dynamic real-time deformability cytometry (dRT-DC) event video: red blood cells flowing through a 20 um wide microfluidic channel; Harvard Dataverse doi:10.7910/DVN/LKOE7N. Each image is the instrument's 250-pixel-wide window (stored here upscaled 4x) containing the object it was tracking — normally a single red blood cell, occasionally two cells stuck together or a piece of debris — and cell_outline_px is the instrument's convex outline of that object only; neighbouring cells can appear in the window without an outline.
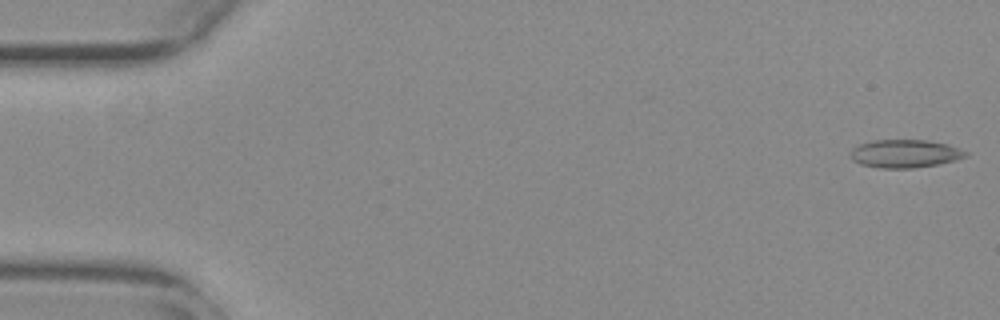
{"species": "common noctule bat (a hibernating species)", "species_latin": "Nyctalus noctula", "temperature_condition": "warm", "stored_images_in_passage": 55, "camera_frame_rate_fps": 3000, "um_per_image_px": 0.085, "animal": {"sex": "female", "body_mass_g": 29.2, "forearm_length_mm": 56.3}, "frame": {"image": 1, "passage_image": 1, "time_ms": 0.0, "image_size_px": [1000, 320], "cell_outline_px": [[968, 156], [936, 164], [912, 168], [880, 168], [860, 164], [852, 160], [848, 156], [852, 148], [860, 144], [872, 140], [928, 140], [948, 144], [968, 152]], "centroid_in_image_um": [76.87, 13.05], "position_along_channel_um": 8.1, "area_um2": 18.84}}
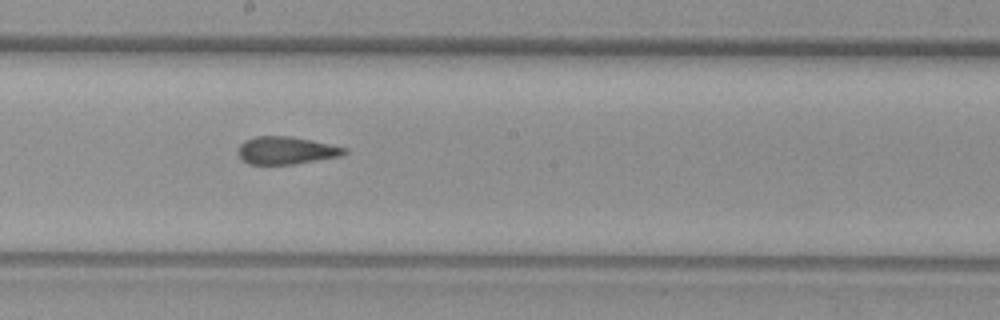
{"frame": {"image": 2, "passage_image": 30, "time_ms": 9.667, "image_size_px": [1000, 320], "cell_outline_px": [[348, 152], [340, 156], [292, 164], [248, 164], [236, 152], [236, 148], [244, 140], [256, 136], [288, 136], [312, 140], [348, 148]], "centroid_in_image_um": [24.3, 12.78], "position_along_channel_um": 223.9, "area_um2": 17.11}}
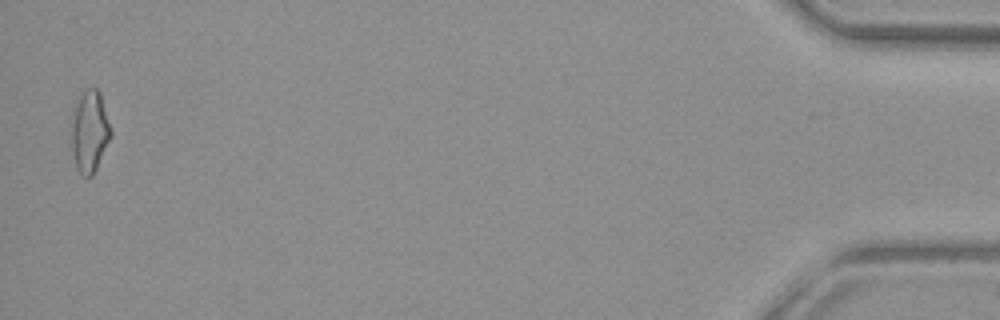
{"frame": {"image": 3, "passage_image": 54, "time_ms": 17.667, "image_size_px": [1000, 320], "cell_outline_px": [[112, 136], [92, 176], [84, 176], [76, 168], [72, 148], [72, 128], [76, 108], [80, 96], [88, 88], [96, 88], [100, 92], [112, 128]], "centroid_in_image_um": [7.67, 11.19], "position_along_channel_um": 427.5, "area_um2": 18.32}, "authors_computed_cell_mechanics": {"area_um2": 17.8602, "velocity_mm_per_s": 3.7653, "shape_relaxation_time_tau1_ms": null, "shape_relaxation_time_tau2_ms": 2.1132, "deformation_change_tau1": null, "deformation_change_tau2": 0.1082}}